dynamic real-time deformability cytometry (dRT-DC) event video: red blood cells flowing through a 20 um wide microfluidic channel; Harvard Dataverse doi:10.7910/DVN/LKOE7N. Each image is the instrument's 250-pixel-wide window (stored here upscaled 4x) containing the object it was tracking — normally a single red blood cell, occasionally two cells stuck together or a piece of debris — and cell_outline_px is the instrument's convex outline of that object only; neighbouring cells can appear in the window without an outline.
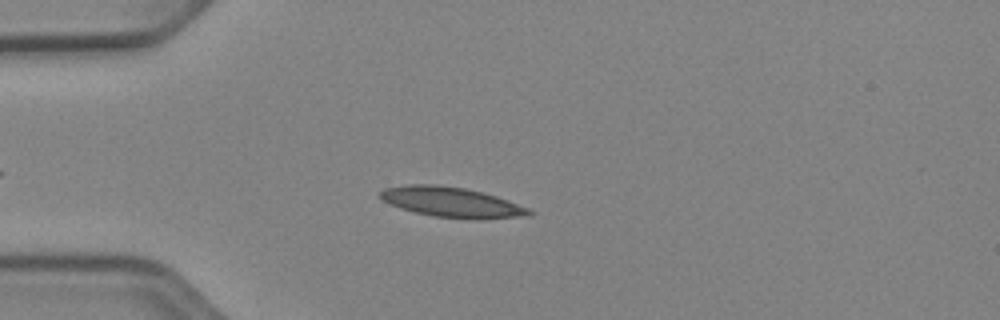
{"species": "Egyptian fruit bat (a non-hibernating species)", "species_latin": "Rousettus aegyptiacus", "temperature_condition": "cold", "stored_images_in_passage": 42, "camera_frame_rate_fps": 3000, "um_per_image_px": 0.085, "animal": {"sex": "female"}, "frame": {"image": 1, "passage_image": 8, "time_ms": 2.333, "image_size_px": [1000, 320], "cell_outline_px": [[532, 212], [528, 216], [480, 220], [472, 220], [432, 216], [400, 208], [384, 200], [380, 196], [380, 192], [384, 188], [408, 184], [436, 184], [464, 188], [496, 196], [528, 208]], "centroid_in_image_um": [38.4, 17.2], "position_along_channel_um": 46.6, "area_um2": 26.07}}
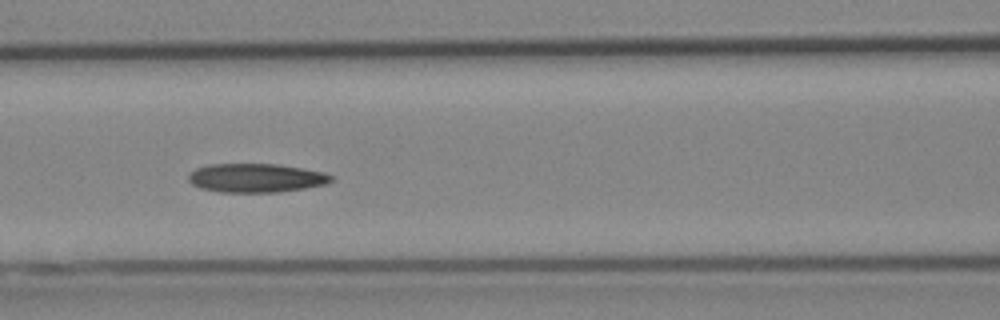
{"frame": {"image": 2, "passage_image": 17, "time_ms": 5.333, "image_size_px": [1000, 320], "cell_outline_px": [[336, 176], [328, 184], [280, 192], [220, 192], [200, 188], [192, 184], [188, 180], [188, 172], [196, 168], [208, 164], [276, 164], [324, 172]], "centroid_in_image_um": [21.76, 15.12], "position_along_channel_um": 144.8, "area_um2": 24.16}}
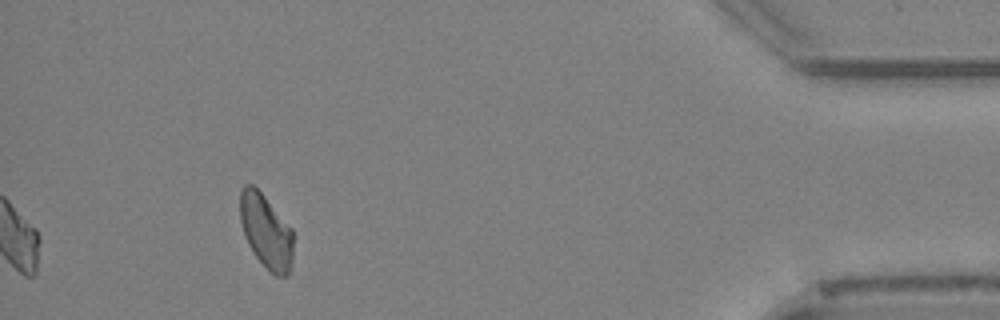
{"frame": {"image": 3, "passage_image": 42, "time_ms": 13.667, "image_size_px": [1000, 320], "cell_outline_px": [[292, 268], [288, 276], [276, 276], [252, 252], [244, 236], [240, 220], [240, 192], [244, 184], [252, 184], [264, 196], [292, 228]], "centroid_in_image_um": [22.61, 19.66], "position_along_channel_um": 412.6, "area_um2": 22.83}}